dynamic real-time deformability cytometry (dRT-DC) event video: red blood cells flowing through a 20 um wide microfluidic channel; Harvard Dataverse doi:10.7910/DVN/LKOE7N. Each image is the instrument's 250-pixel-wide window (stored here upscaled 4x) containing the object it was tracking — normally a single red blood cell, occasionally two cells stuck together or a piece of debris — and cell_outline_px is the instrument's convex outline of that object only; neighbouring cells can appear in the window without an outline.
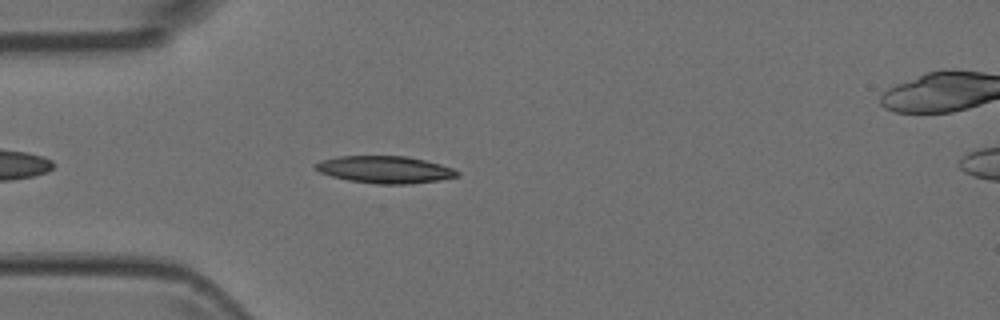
{"species": "Egyptian fruit bat (a non-hibernating species)", "species_latin": "Rousettus aegyptiacus", "temperature_condition": "room temperature", "stored_images_in_passage": 5, "segment_of_instrument_passage": [1, 2], "camera_frame_rate_fps": 3000, "um_per_image_px": 0.085, "animal": {"sex": "female"}, "frame": {"image": 1, "passage_image": 4, "time_ms": 1.0, "image_size_px": [1000, 320], "cell_outline_px": [[460, 176], [440, 180], [408, 184], [376, 184], [348, 180], [332, 176], [320, 172], [316, 168], [316, 164], [320, 160], [340, 156], [408, 156], [440, 164], [452, 168], [460, 172]], "centroid_in_image_um": [32.76, 14.42], "position_along_channel_um": 52.2, "area_um2": 22.37}}